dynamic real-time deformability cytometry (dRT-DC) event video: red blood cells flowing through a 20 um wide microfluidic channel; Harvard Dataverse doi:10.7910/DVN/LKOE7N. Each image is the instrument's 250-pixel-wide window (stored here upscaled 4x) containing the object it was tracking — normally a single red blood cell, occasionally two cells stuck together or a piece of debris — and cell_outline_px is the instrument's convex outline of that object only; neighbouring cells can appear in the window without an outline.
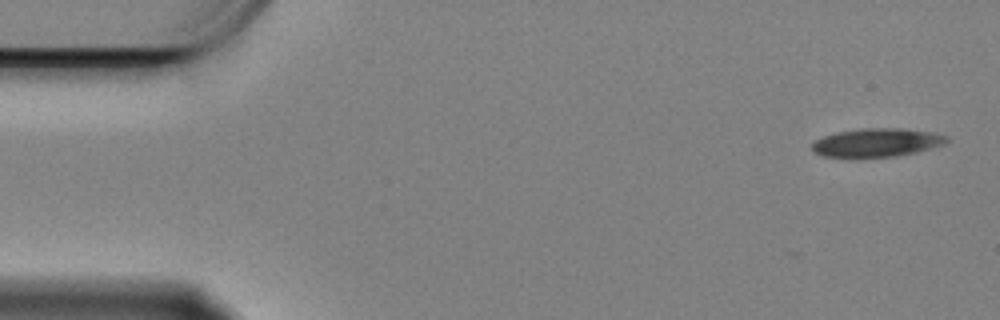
{"species": "Egyptian fruit bat (a non-hibernating species)", "species_latin": "Rousettus aegyptiacus", "temperature_condition": "cold", "stored_images_in_passage": 15, "camera_frame_rate_fps": 3000, "um_per_image_px": 0.085, "animal": {"sex": "female"}, "frame": {"image": 1, "passage_image": 1, "time_ms": 0.0, "image_size_px": [1000, 320], "cell_outline_px": [[948, 140], [944, 144], [916, 152], [892, 156], [824, 156], [816, 152], [812, 148], [812, 144], [816, 140], [824, 136], [836, 132], [864, 128], [900, 128], [932, 132], [948, 136]], "centroid_in_image_um": [74.56, 12.09], "position_along_channel_um": 10.4, "area_um2": 21.79}}
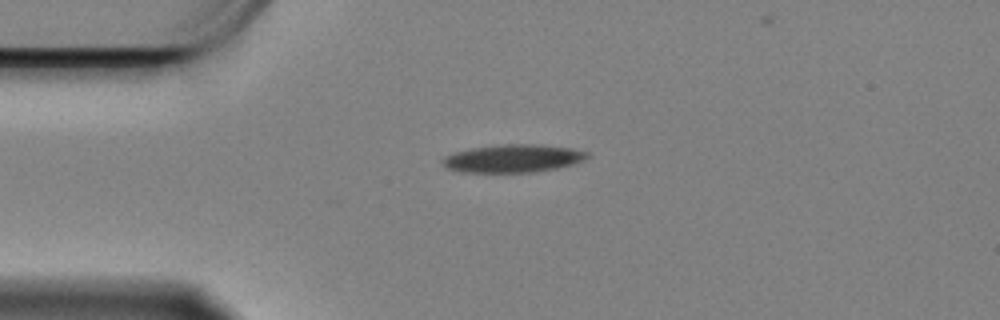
{"frame": {"image": 2, "passage_image": 12, "time_ms": 3.667, "image_size_px": [1000, 320], "cell_outline_px": [[588, 156], [572, 164], [556, 168], [532, 172], [460, 172], [448, 168], [440, 160], [444, 156], [456, 152], [472, 148], [508, 144], [532, 144], [572, 148], [588, 152]], "centroid_in_image_um": [43.57, 13.47], "position_along_channel_um": 41.4, "area_um2": 23.12}}